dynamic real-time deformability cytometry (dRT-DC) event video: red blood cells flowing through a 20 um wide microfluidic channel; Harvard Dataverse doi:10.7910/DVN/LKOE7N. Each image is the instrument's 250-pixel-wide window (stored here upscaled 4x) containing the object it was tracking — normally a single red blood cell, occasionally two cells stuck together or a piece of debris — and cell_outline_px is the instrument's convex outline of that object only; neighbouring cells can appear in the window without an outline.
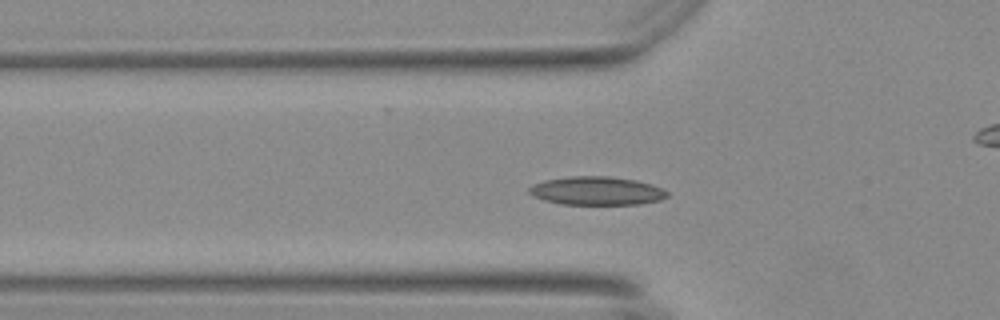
{"species": "Egyptian fruit bat (a non-hibernating species)", "species_latin": "Rousettus aegyptiacus", "temperature_condition": "warm", "stored_images_in_passage": 54, "camera_frame_rate_fps": 3000, "um_per_image_px": 0.085, "animal": {"sex": "female"}, "frame": {"image": 1, "passage_image": 16, "time_ms": 5.0, "image_size_px": [1000, 320], "cell_outline_px": [[668, 196], [660, 200], [640, 204], [560, 204], [544, 200], [532, 196], [528, 192], [528, 188], [532, 184], [544, 180], [568, 176], [608, 176], [636, 180], [660, 188], [668, 192]], "centroid_in_image_um": [50.66, 16.22], "position_along_channel_um": 75.1, "area_um2": 22.89}}
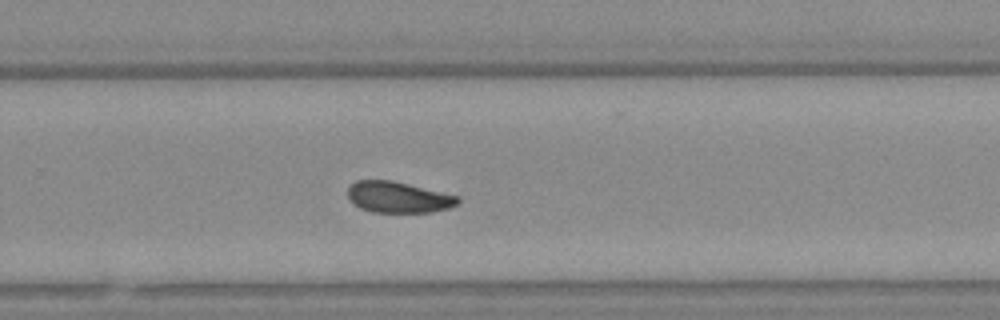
{"frame": {"image": 2, "passage_image": 34, "time_ms": 11.0, "image_size_px": [1000, 320], "cell_outline_px": [[460, 200], [456, 204], [448, 208], [432, 212], [372, 212], [360, 208], [352, 204], [348, 200], [348, 188], [356, 180], [392, 180], [456, 196]], "centroid_in_image_um": [33.78, 16.77], "position_along_channel_um": 296.0, "area_um2": 19.77}}
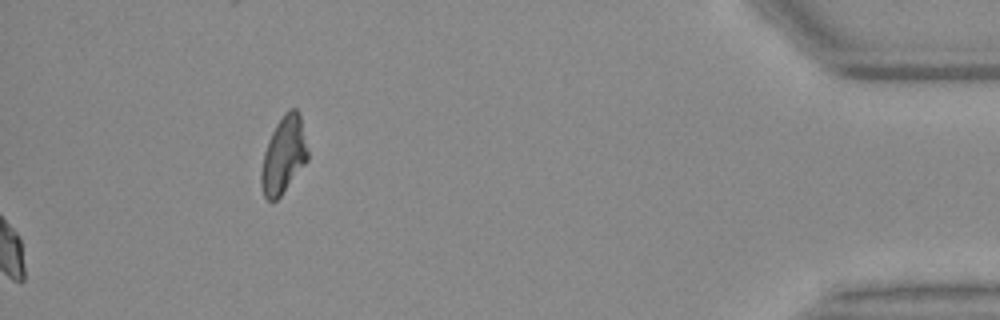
{"frame": {"image": 3, "passage_image": 54, "time_ms": 17.667, "image_size_px": [1000, 320], "cell_outline_px": [[308, 160], [280, 196], [276, 200], [268, 200], [264, 196], [260, 184], [260, 172], [264, 152], [268, 140], [276, 124], [284, 112], [288, 108], [296, 108], [300, 112], [308, 152]], "centroid_in_image_um": [24.1, 13.15], "position_along_channel_um": 411.1, "area_um2": 20.92}, "authors_computed_cell_mechanics": {"area_um2": 20.7213, "velocity_mm_per_s": 3.6889, "shape_relaxation_time_tau1_ms": 7.6678, "shape_relaxation_time_tau2_ms": null, "deformation_change_tau1": 0.1464, "deformation_change_tau2": null}}